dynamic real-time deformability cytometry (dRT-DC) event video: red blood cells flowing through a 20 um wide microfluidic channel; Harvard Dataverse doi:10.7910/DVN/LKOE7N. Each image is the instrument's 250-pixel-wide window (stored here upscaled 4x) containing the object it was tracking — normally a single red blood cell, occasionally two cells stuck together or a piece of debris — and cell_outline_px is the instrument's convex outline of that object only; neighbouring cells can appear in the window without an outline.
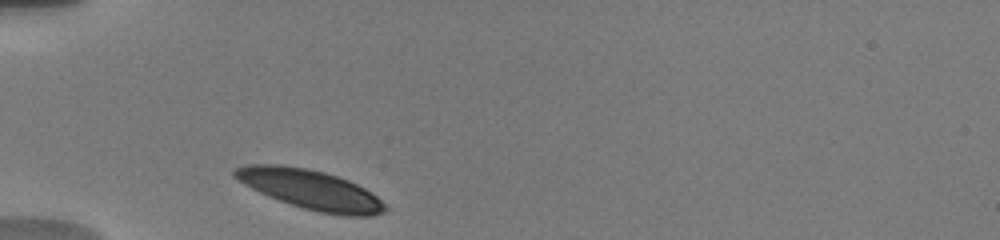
{"species": "human", "species_latin": "Homo sapiens", "temperature_condition": "warm", "stored_images_in_passage": 18, "camera_frame_rate_fps": 3000, "um_per_image_px": 0.085, "donor": {"sex": "male"}, "frame": {"image": 1, "passage_image": 1, "time_ms": 0.0, "image_size_px": [1000, 240], "cell_outline_px": [[388, 208], [384, 212], [372, 216], [344, 216], [320, 212], [304, 208], [268, 196], [244, 184], [232, 176], [232, 172], [236, 168], [244, 164], [280, 164], [308, 168], [324, 172], [348, 180], [372, 192]], "centroid_in_image_um": [26.38, 16.1], "position_along_channel_um": 58.6, "area_um2": 34.51}}
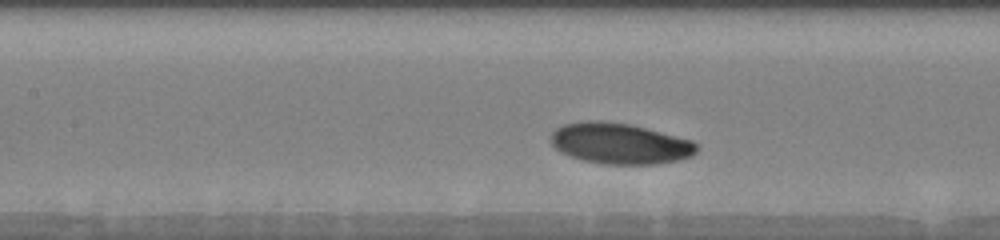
{"frame": {"image": 2, "passage_image": 7, "time_ms": 3.0, "image_size_px": [1000, 240], "cell_outline_px": [[700, 148], [692, 156], [680, 160], [660, 164], [604, 164], [584, 160], [568, 156], [560, 152], [552, 144], [552, 132], [556, 128], [564, 124], [588, 120], [600, 120], [632, 124], [692, 140]], "centroid_in_image_um": [52.72, 12.2], "position_along_channel_um": 154.7, "area_um2": 35.03}}
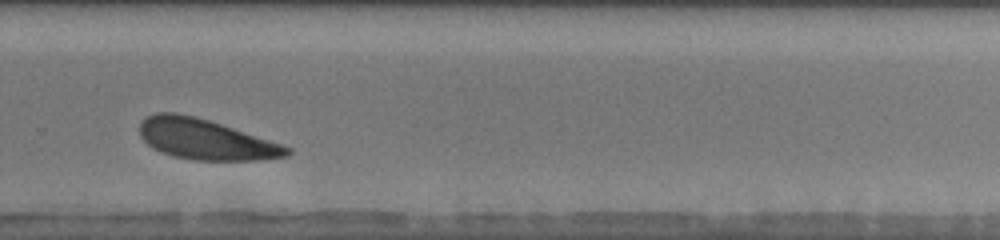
{"frame": {"image": 3, "passage_image": 14, "time_ms": 7.333, "image_size_px": [1000, 240], "cell_outline_px": [[292, 152], [288, 156], [256, 160], [192, 160], [172, 156], [160, 152], [152, 148], [140, 136], [140, 120], [156, 112], [176, 112], [196, 116], [292, 148]], "centroid_in_image_um": [17.41, 11.84], "position_along_channel_um": 312.4, "area_um2": 34.51}, "authors_computed_cell_mechanics": {"area_um2": 34.7956, "velocity_mm_per_s": 3.6392, "shape_relaxation_time_tau1_ms": 1.2133, "shape_relaxation_time_tau2_ms": null, "deformation_change_tau1": 0.0848, "deformation_change_tau2": null}}